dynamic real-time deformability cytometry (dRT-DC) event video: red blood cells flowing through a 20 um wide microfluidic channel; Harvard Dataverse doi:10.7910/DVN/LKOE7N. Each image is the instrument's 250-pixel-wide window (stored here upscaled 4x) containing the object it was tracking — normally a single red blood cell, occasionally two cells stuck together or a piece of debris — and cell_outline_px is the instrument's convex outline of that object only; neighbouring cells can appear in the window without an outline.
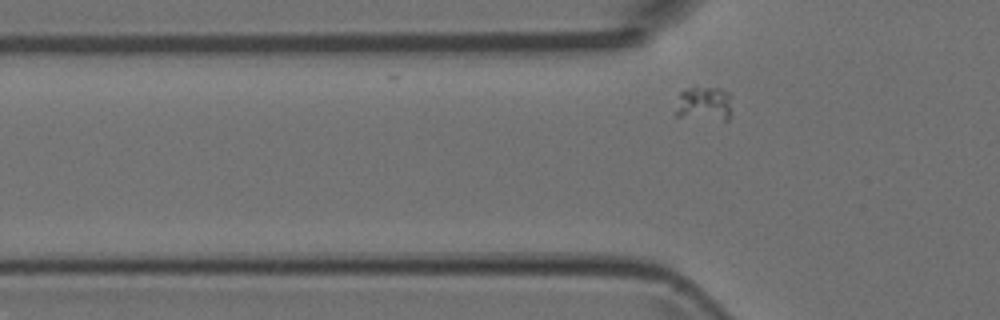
{"species": "Egyptian fruit bat (a non-hibernating species)", "species_latin": "Rousettus aegyptiacus", "temperature_condition": "room temperature", "stored_images_in_passage": 3, "camera_frame_rate_fps": 3000, "um_per_image_px": 0.085, "animal": {"sex": "female"}, "frame": {"image": 1, "passage_image": 2, "time_ms": 0.333, "image_size_px": [1000, 320], "cell_outline_px": [[732, 116], [728, 120], [724, 120], [676, 116], [676, 112], [680, 92], [688, 88], [720, 88], [728, 92]], "centroid_in_image_um": [59.88, 8.83], "position_along_channel_um": 65.9, "area_um2": 11.1}}
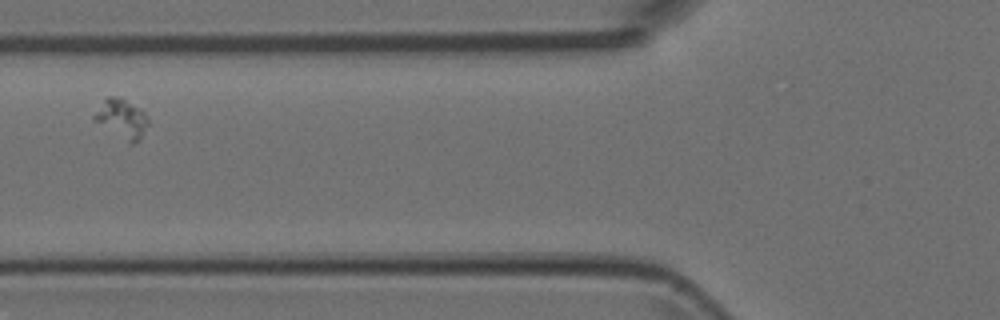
{"frame": {"image": 2, "passage_image": 3, "time_ms": 0.667, "image_size_px": [1000, 320], "cell_outline_px": [[148, 124], [140, 140], [132, 144], [92, 120], [92, 116], [104, 100], [108, 96], [120, 96], [140, 108], [148, 116]], "centroid_in_image_um": [10.36, 10.07], "position_along_channel_um": 115.4, "area_um2": 12.25}}